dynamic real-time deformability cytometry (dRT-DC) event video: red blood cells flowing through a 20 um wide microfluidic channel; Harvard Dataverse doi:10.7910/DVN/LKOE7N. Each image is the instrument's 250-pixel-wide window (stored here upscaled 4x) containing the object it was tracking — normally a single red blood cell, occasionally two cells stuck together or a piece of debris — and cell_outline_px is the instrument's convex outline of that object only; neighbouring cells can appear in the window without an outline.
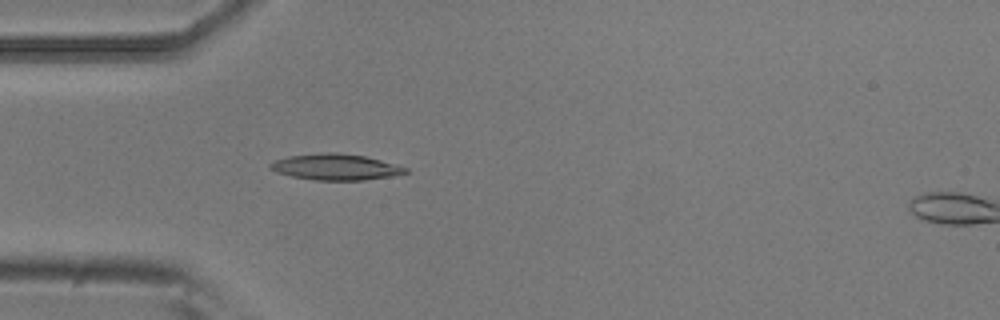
{"species": "common noctule bat (a hibernating species)", "species_latin": "Nyctalus noctula", "temperature_condition": "room temperature", "stored_images_in_passage": 5, "camera_frame_rate_fps": 3000, "um_per_image_px": 0.085, "animal": {"sex": "male", "body_mass_g": 20.5, "forearm_length_mm": 52.5}, "frame": {"image": 1, "passage_image": 4, "time_ms": 1.0, "image_size_px": [1000, 320], "cell_outline_px": [[408, 172], [392, 176], [364, 180], [316, 180], [292, 176], [276, 172], [268, 168], [268, 164], [276, 160], [288, 156], [324, 152], [340, 152], [364, 156], [380, 160], [408, 168]], "centroid_in_image_um": [28.5, 14.19], "position_along_channel_um": 56.5, "area_um2": 20.52}}